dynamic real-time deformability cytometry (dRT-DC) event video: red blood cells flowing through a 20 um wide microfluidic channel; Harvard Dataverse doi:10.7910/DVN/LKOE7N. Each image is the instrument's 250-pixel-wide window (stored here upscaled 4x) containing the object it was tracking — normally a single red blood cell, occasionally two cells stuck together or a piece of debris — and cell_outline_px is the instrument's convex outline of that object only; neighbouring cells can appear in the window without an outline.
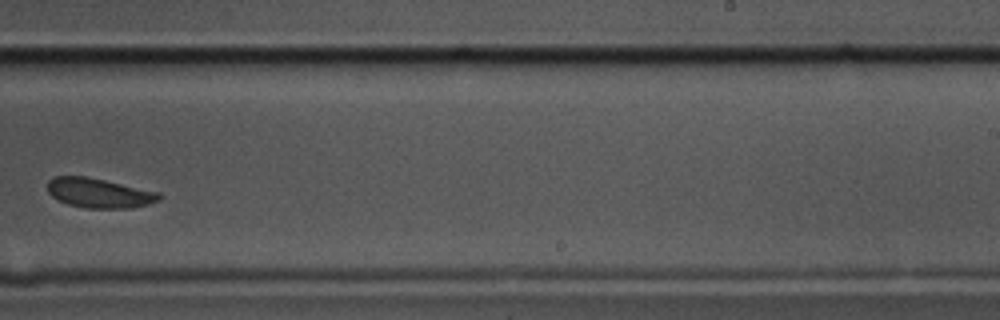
{"species": "common noctule bat (a hibernating species)", "species_latin": "Nyctalus noctula", "temperature_condition": "cold", "stored_images_in_passage": 9, "camera_frame_rate_fps": 3000, "um_per_image_px": 0.085, "animal": {"sex": "male", "body_mass_g": 17.5, "forearm_length_mm": 52.3}, "frame": {"image": 1, "passage_image": 9, "time_ms": 2.667, "image_size_px": [1000, 320], "cell_outline_px": [[164, 196], [160, 200], [148, 204], [132, 208], [84, 208], [68, 204], [56, 200], [48, 192], [48, 180], [52, 176], [88, 176], [160, 192]], "centroid_in_image_um": [8.44, 16.4], "position_along_channel_um": 280.6, "area_um2": 19.59}}